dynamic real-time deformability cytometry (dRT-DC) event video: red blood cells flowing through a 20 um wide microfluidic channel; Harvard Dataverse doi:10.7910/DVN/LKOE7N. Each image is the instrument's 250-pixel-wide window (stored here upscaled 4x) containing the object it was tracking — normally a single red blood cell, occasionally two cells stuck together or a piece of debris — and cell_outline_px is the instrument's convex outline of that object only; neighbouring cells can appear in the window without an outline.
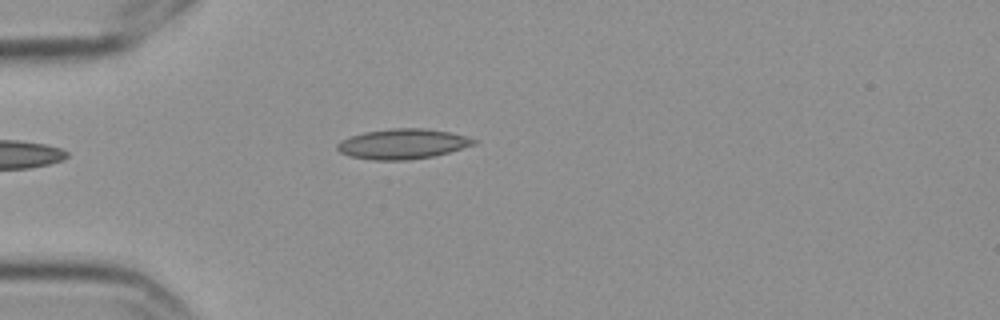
{"species": "Egyptian fruit bat (a non-hibernating species)", "species_latin": "Rousettus aegyptiacus", "temperature_condition": "cold", "stored_images_in_passage": 3, "camera_frame_rate_fps": 3000, "um_per_image_px": 0.085, "frame": {"image": 1, "passage_image": 2, "time_ms": 0.333, "image_size_px": [1000, 320], "cell_outline_px": [[476, 144], [448, 152], [432, 156], [408, 160], [372, 160], [348, 156], [340, 152], [336, 148], [336, 144], [340, 140], [364, 132], [392, 128], [424, 128], [448, 132], [464, 136], [476, 140]], "centroid_in_image_um": [34.17, 12.24], "position_along_channel_um": 50.8, "area_um2": 23.81}}